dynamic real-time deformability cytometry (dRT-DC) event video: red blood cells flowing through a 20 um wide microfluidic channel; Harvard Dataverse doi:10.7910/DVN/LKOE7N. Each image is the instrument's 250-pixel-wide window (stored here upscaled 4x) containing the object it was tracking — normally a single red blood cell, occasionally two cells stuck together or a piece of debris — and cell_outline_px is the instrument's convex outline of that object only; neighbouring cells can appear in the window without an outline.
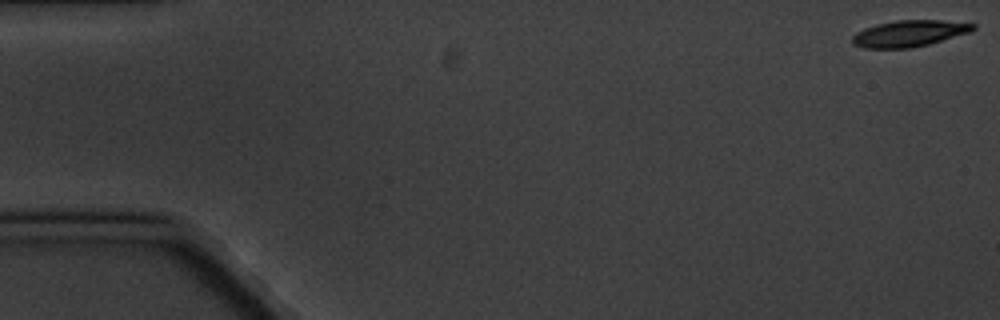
{"species": "common noctule bat (a hibernating species)", "species_latin": "Nyctalus noctula", "temperature_condition": "cold", "stored_images_in_passage": 7, "camera_frame_rate_fps": 3000, "um_per_image_px": 0.085, "animal": {"sex": "male", "body_mass_g": 20.1, "forearm_length_mm": 53.5}, "frame": {"image": 1, "passage_image": 1, "time_ms": 0.0, "image_size_px": [1000, 320], "cell_outline_px": [[976, 28], [968, 32], [928, 44], [908, 48], [864, 48], [852, 44], [852, 36], [856, 32], [864, 28], [876, 24], [896, 20], [940, 20], [976, 24]], "centroid_in_image_um": [77.23, 2.84], "position_along_channel_um": 7.8, "area_um2": 18.38}}
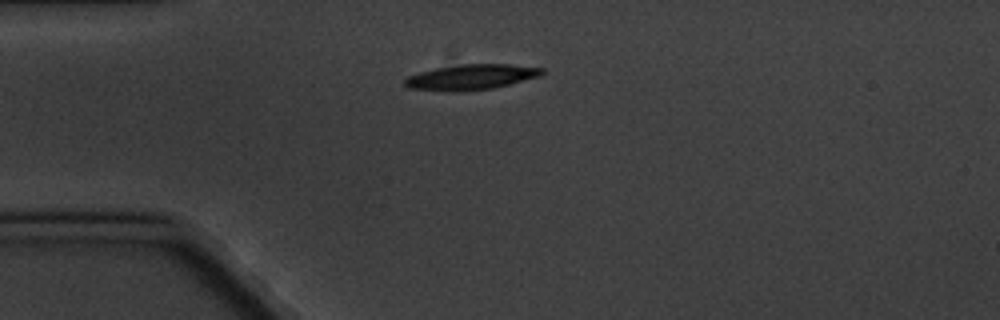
{"frame": {"image": 2, "passage_image": 5, "time_ms": 4.667, "image_size_px": [1000, 320], "cell_outline_px": [[544, 72], [540, 76], [492, 88], [452, 92], [408, 88], [404, 84], [404, 80], [408, 76], [420, 72], [436, 68], [460, 64], [512, 64], [544, 68]], "centroid_in_image_um": [40.03, 6.54], "position_along_channel_um": 45.0, "area_um2": 20.17}}